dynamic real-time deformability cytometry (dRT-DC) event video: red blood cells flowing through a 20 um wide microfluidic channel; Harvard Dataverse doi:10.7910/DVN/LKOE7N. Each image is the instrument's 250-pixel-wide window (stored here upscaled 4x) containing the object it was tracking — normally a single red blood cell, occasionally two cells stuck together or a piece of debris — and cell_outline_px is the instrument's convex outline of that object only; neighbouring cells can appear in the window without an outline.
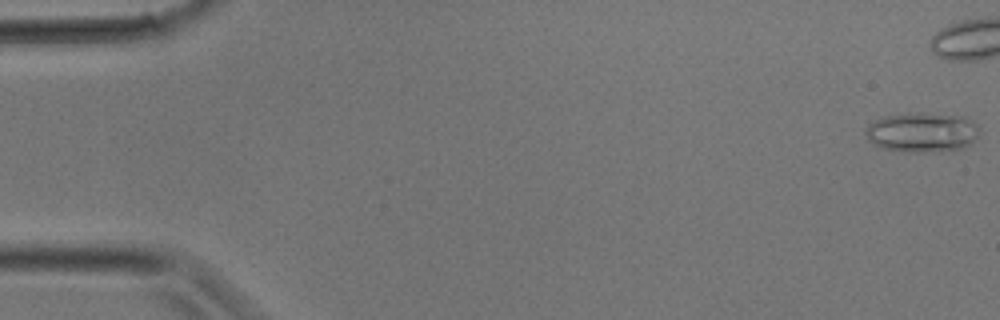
{"species": "common noctule bat (a hibernating species)", "species_latin": "Nyctalus noctula", "temperature_condition": "room temperature", "stored_images_in_passage": 13, "camera_frame_rate_fps": 3000, "um_per_image_px": 0.085, "animal": {"sex": "male", "body_mass_g": 17.9}, "frame": {"image": 1, "passage_image": 1, "time_ms": 0.0, "image_size_px": [1000, 320], "cell_outline_px": [[980, 132], [972, 144], [964, 148], [924, 152], [908, 152], [880, 148], [868, 140], [864, 132], [868, 124], [872, 120], [884, 116], [908, 112], [964, 116], [972, 120], [976, 124]], "centroid_in_image_um": [78.35, 11.24], "position_along_channel_um": 6.6, "area_um2": 26.7}}